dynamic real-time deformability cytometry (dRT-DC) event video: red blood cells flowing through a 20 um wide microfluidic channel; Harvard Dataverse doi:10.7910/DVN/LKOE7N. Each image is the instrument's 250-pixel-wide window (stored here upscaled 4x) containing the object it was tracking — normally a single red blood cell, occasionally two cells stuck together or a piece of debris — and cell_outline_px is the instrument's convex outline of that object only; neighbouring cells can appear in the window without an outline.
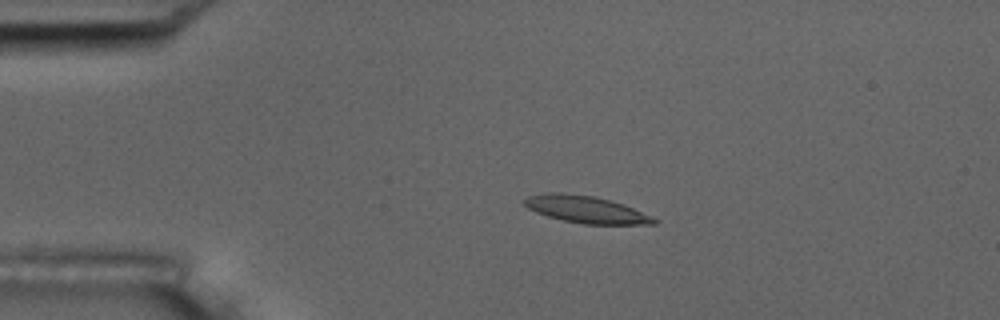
{"species": "common noctule bat (a hibernating species)", "species_latin": "Nyctalus noctula", "temperature_condition": "room temperature", "stored_images_in_passage": 45, "camera_frame_rate_fps": 3000, "um_per_image_px": 0.085, "animal": {"sex": "male", "body_mass_g": 17.5, "forearm_length_mm": 52.3}, "frame": {"image": 1, "passage_image": 1, "time_ms": 0.0, "image_size_px": [1000, 320], "cell_outline_px": [[656, 224], [584, 224], [564, 220], [548, 216], [536, 212], [528, 208], [520, 200], [528, 196], [548, 192], [560, 192], [596, 196], [632, 208], [652, 216], [656, 220]], "centroid_in_image_um": [49.74, 17.79], "position_along_channel_um": 35.3, "area_um2": 20.23}}
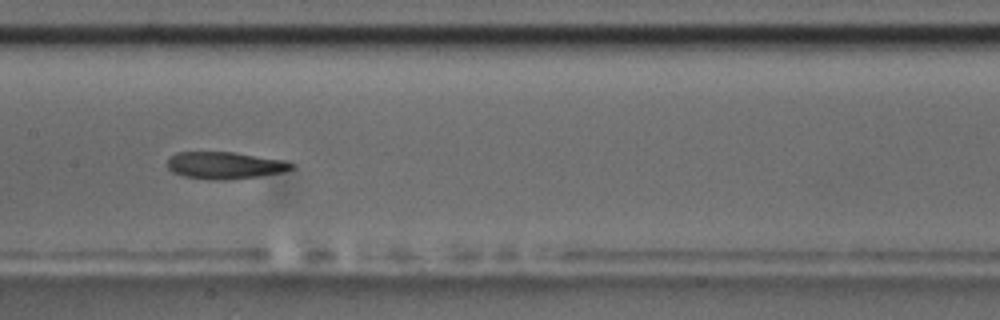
{"frame": {"image": 2, "passage_image": 17, "time_ms": 5.333, "image_size_px": [1000, 320], "cell_outline_px": [[292, 168], [280, 172], [256, 176], [228, 180], [220, 180], [184, 176], [172, 172], [168, 168], [168, 160], [176, 152], [236, 152], [284, 160], [292, 164]], "centroid_in_image_um": [19.08, 14.04], "position_along_channel_um": 188.3, "area_um2": 19.25}}
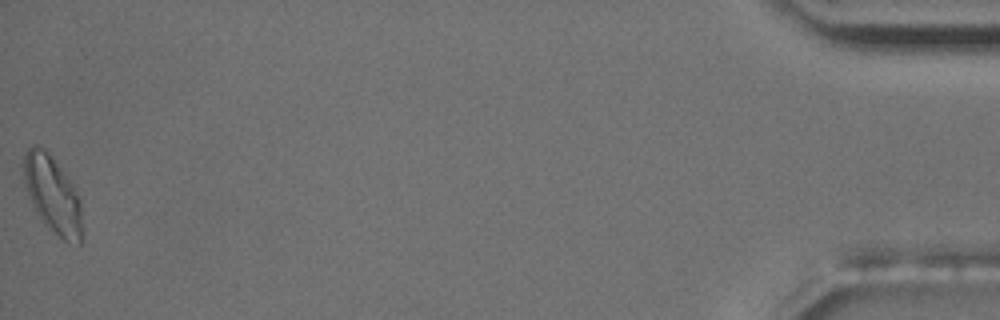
{"frame": {"image": 3, "passage_image": 45, "time_ms": 14.667, "image_size_px": [1000, 320], "cell_outline_px": [[84, 232], [80, 244], [68, 244], [48, 228], [44, 224], [36, 212], [24, 184], [24, 156], [28, 148], [32, 144], [40, 144], [48, 152], [72, 184], [80, 200]], "centroid_in_image_um": [4.5, 16.6], "position_along_channel_um": 430.7, "area_um2": 26.47}, "authors_computed_cell_mechanics": {"area_um2": 20.23, "velocity_mm_per_s": 3.6275, "shape_relaxation_time_tau1_ms": 6.8588, "shape_relaxation_time_tau2_ms": 4.9696, "deformation_change_tau1": 0.217, "deformation_change_tau2": 0.104}}